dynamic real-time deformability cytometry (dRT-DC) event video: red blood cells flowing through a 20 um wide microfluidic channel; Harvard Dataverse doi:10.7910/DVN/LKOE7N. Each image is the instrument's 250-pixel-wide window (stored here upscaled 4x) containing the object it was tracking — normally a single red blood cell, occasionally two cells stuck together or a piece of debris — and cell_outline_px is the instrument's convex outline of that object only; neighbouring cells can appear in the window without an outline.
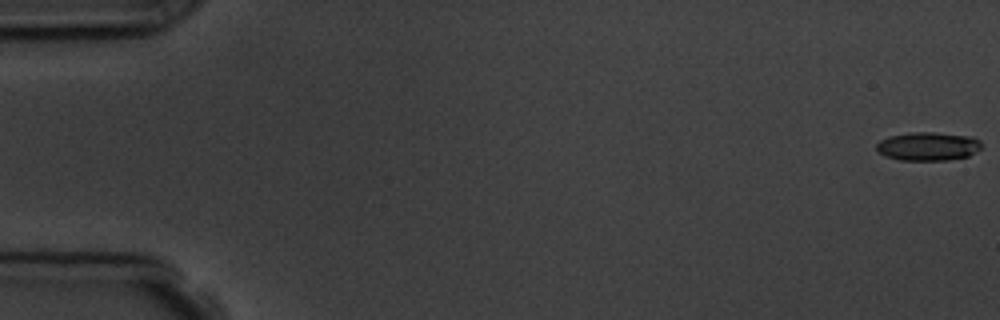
{"species": "common noctule bat (a hibernating species)", "species_latin": "Nyctalus noctula", "temperature_condition": "room temperature", "stored_images_in_passage": 10, "camera_frame_rate_fps": 3000, "um_per_image_px": 0.085, "animal": {"sex": "male", "body_mass_g": 19.5, "forearm_length_mm": 54.6}, "frame": {"image": 1, "passage_image": 1, "time_ms": 0.0, "image_size_px": [1000, 320], "cell_outline_px": [[980, 148], [968, 156], [948, 160], [900, 160], [884, 156], [876, 148], [876, 144], [880, 140], [888, 136], [912, 132], [932, 132], [972, 136], [980, 140]], "centroid_in_image_um": [78.86, 12.43], "position_along_channel_um": 6.1, "area_um2": 17.46}}
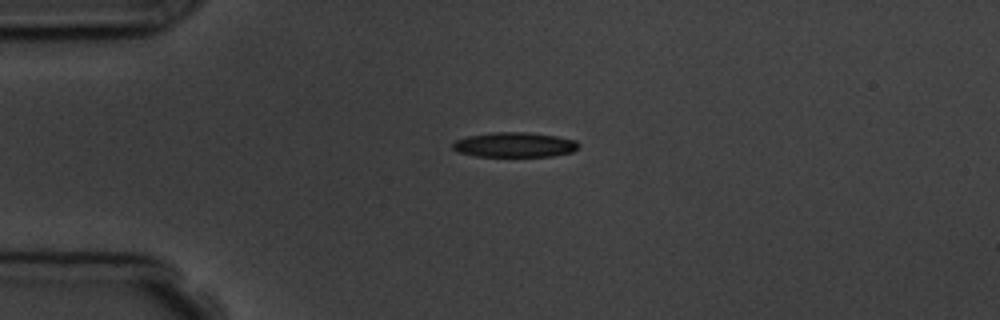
{"frame": {"image": 2, "passage_image": 5, "time_ms": 4.333, "image_size_px": [1000, 320], "cell_outline_px": [[580, 144], [572, 152], [552, 156], [476, 156], [456, 152], [452, 148], [452, 144], [456, 140], [468, 136], [492, 132], [528, 132], [556, 136], [576, 140]], "centroid_in_image_um": [43.72, 12.3], "position_along_channel_um": 41.3, "area_um2": 18.26}}